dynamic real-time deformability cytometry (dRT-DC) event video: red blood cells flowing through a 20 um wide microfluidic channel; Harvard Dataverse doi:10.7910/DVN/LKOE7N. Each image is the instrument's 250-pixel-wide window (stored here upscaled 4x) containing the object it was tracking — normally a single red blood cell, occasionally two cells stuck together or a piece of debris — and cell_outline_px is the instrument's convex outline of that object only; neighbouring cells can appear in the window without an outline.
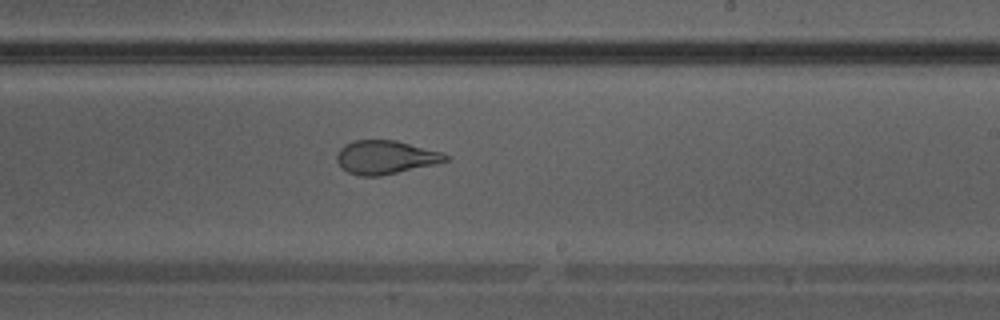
{"species": "Egyptian fruit bat (a non-hibernating species)", "species_latin": "Rousettus aegyptiacus", "temperature_condition": "warm", "stored_images_in_passage": 28, "camera_frame_rate_fps": 3000, "um_per_image_px": 0.085, "animal": {"sex": "male"}, "frame": {"image": 1, "passage_image": 13, "time_ms": 4.0, "image_size_px": [1000, 320], "cell_outline_px": [[448, 160], [432, 164], [380, 176], [360, 176], [348, 172], [340, 168], [336, 160], [336, 152], [344, 144], [352, 140], [396, 140], [444, 152], [448, 156]], "centroid_in_image_um": [32.71, 13.35], "position_along_channel_um": 256.3, "area_um2": 21.33}}